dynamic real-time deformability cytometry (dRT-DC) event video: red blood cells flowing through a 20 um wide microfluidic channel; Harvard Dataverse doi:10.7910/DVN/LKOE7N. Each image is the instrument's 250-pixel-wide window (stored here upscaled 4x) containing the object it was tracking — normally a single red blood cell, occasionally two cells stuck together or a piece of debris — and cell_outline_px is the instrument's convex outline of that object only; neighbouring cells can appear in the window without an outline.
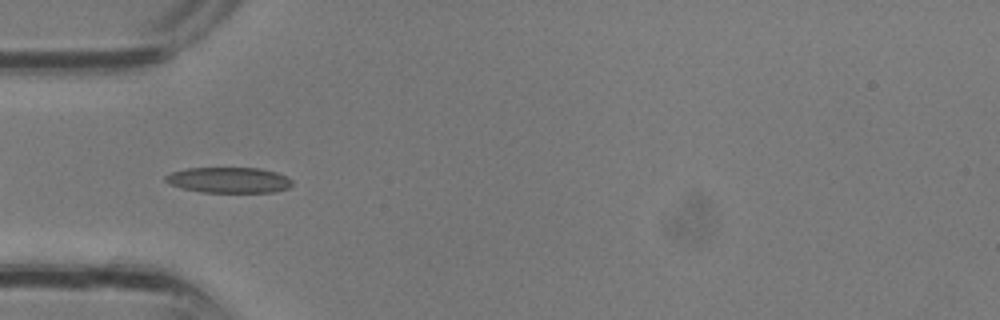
{"species": "common noctule bat (a hibernating species)", "species_latin": "Nyctalus noctula", "temperature_condition": "room temperature", "stored_images_in_passage": 4, "camera_frame_rate_fps": 3000, "um_per_image_px": 0.085, "animal": {"sex": "male", "body_mass_g": 13.3}, "frame": {"image": 1, "passage_image": 2, "time_ms": 0.333, "image_size_px": [1000, 320], "cell_outline_px": [[292, 184], [288, 188], [272, 192], [200, 192], [168, 184], [164, 180], [164, 176], [172, 172], [188, 168], [260, 168], [276, 172], [288, 176], [292, 180]], "centroid_in_image_um": [19.45, 15.3], "position_along_channel_um": 65.5, "area_um2": 18.96}}